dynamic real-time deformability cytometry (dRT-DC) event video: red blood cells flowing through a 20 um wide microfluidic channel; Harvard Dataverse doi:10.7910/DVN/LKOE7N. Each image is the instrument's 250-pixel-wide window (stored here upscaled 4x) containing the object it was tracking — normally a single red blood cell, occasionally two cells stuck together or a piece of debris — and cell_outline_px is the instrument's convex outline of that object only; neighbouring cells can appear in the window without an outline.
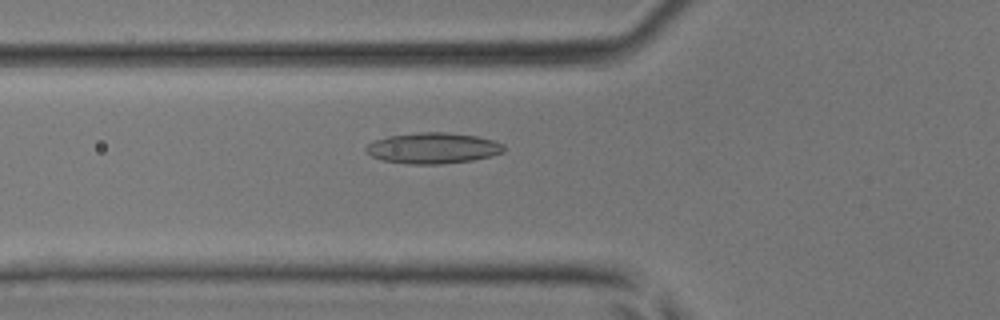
{"species": "common noctule bat (a hibernating species)", "species_latin": "Nyctalus noctula", "temperature_condition": "room temperature", "stored_images_in_passage": 44, "camera_frame_rate_fps": 3000, "um_per_image_px": 0.085, "animal": {"sex": "male", "body_mass_g": 17.9, "forearm_length_mm": 54.2}, "frame": {"image": 1, "passage_image": 17, "time_ms": 5.333, "image_size_px": [1000, 320], "cell_outline_px": [[504, 148], [500, 152], [488, 156], [468, 160], [428, 164], [420, 164], [384, 160], [372, 156], [368, 152], [368, 148], [376, 140], [392, 136], [428, 132], [436, 132], [472, 136], [488, 140], [500, 144]], "centroid_in_image_um": [36.77, 12.59], "position_along_channel_um": 89.0, "area_um2": 23.0}}
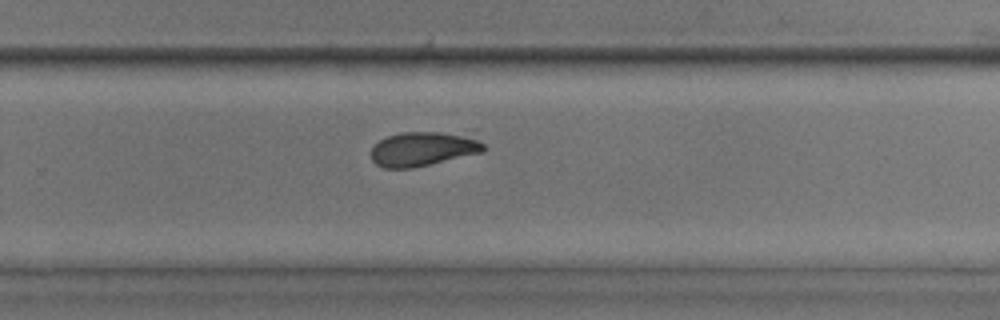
{"frame": {"image": 2, "passage_image": 30, "time_ms": 9.667, "image_size_px": [1000, 320], "cell_outline_px": [[484, 148], [480, 152], [428, 164], [408, 168], [384, 168], [376, 164], [372, 160], [372, 148], [380, 140], [388, 136], [404, 132], [436, 132], [476, 140], [484, 144]], "centroid_in_image_um": [35.83, 12.68], "position_along_channel_um": 294.0, "area_um2": 21.27}}
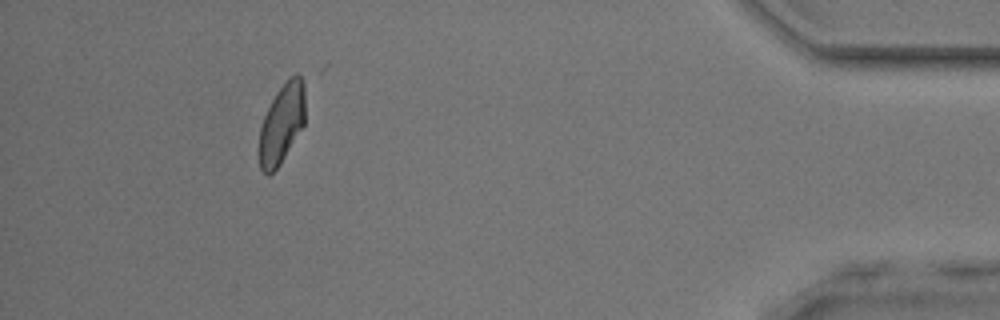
{"frame": {"image": 3, "passage_image": 41, "time_ms": 13.333, "image_size_px": [1000, 320], "cell_outline_px": [[304, 124], [276, 168], [272, 172], [264, 172], [260, 168], [260, 128], [264, 116], [272, 100], [280, 88], [296, 72], [300, 76], [304, 88]], "centroid_in_image_um": [23.95, 10.47], "position_along_channel_um": 411.2, "area_um2": 20.35}}